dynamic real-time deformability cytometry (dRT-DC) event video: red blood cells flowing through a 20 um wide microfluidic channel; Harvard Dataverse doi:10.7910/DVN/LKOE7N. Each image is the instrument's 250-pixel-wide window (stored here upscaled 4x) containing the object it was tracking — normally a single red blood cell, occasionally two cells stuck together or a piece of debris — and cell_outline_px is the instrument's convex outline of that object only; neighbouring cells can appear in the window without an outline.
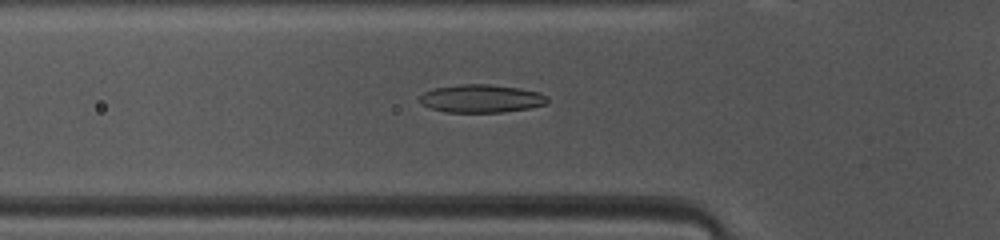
{"species": "common noctule bat (a hibernating species)", "species_latin": "Nyctalus noctula", "temperature_condition": "warm", "stored_images_in_passage": 47, "camera_frame_rate_fps": 3000, "um_per_image_px": 0.085, "animal": {"sex": "female", "body_mass_g": 10.0, "forearm_length_mm": 53.1}, "frame": {"image": 1, "passage_image": 14, "time_ms": 4.333, "image_size_px": [1000, 240], "cell_outline_px": [[548, 100], [544, 104], [528, 108], [504, 112], [448, 112], [432, 108], [424, 104], [420, 100], [420, 96], [424, 92], [436, 88], [464, 84], [488, 84], [520, 88], [540, 92], [548, 96]], "centroid_in_image_um": [40.96, 8.37], "position_along_channel_um": 84.8, "area_um2": 20.58}}
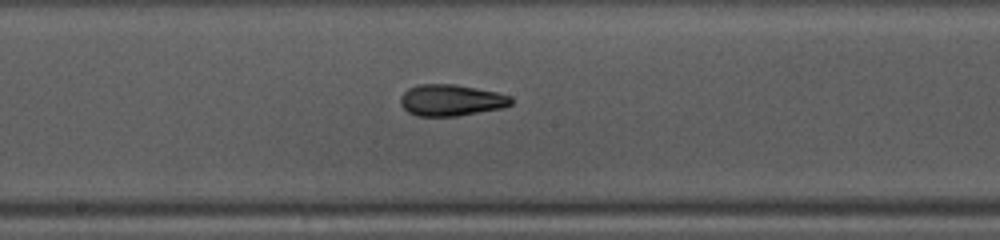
{"frame": {"image": 2, "passage_image": 23, "time_ms": 7.333, "image_size_px": [1000, 240], "cell_outline_px": [[512, 104], [504, 108], [456, 116], [416, 116], [408, 112], [400, 104], [400, 96], [408, 88], [420, 84], [456, 84], [496, 92], [512, 96]], "centroid_in_image_um": [38.34, 8.52], "position_along_channel_um": 209.9, "area_um2": 20.4}}
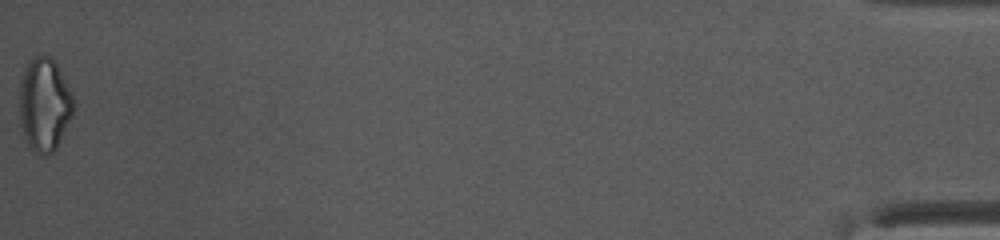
{"frame": {"image": 3, "passage_image": 47, "time_ms": 15.333, "image_size_px": [1000, 240], "cell_outline_px": [[72, 116], [56, 148], [52, 152], [40, 156], [28, 144], [24, 136], [20, 124], [20, 76], [24, 68], [32, 56], [52, 56], [72, 92]], "centroid_in_image_um": [3.75, 8.85], "position_along_channel_um": 431.4, "area_um2": 29.3}, "authors_computed_cell_mechanics": {"area_um2": 20.6346, "velocity_mm_per_s": 4.1179, "shape_relaxation_time_tau1_ms": 6.6781, "shape_relaxation_time_tau2_ms": 2.5394, "deformation_change_tau1": 0.1906, "deformation_change_tau2": 0.1099}}